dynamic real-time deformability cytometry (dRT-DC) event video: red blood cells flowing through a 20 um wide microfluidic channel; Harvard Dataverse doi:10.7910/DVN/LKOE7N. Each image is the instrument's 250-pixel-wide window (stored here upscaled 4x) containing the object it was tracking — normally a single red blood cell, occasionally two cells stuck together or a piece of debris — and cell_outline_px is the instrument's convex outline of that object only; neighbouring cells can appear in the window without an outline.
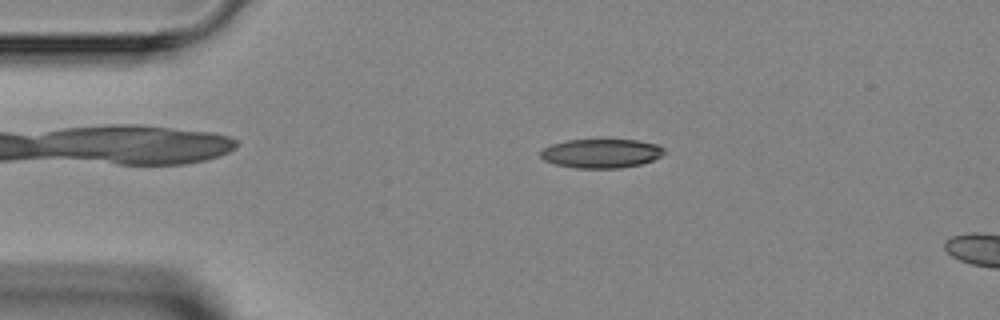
{"species": "Egyptian fruit bat (a non-hibernating species)", "species_latin": "Rousettus aegyptiacus", "temperature_condition": "room temperature", "stored_images_in_passage": 4, "segment_of_instrument_passage": [1, 2], "camera_frame_rate_fps": 3000, "um_per_image_px": 0.085, "animal": {"sex": "female"}, "frame": {"image": 1, "passage_image": 2, "time_ms": 1.0, "image_size_px": [1000, 320], "cell_outline_px": [[664, 152], [660, 156], [652, 160], [640, 164], [620, 168], [576, 168], [556, 164], [544, 160], [540, 156], [540, 152], [544, 148], [552, 144], [568, 140], [636, 140], [660, 144], [664, 148]], "centroid_in_image_um": [51.12, 13.03], "position_along_channel_um": 33.9, "area_um2": 20.81}}